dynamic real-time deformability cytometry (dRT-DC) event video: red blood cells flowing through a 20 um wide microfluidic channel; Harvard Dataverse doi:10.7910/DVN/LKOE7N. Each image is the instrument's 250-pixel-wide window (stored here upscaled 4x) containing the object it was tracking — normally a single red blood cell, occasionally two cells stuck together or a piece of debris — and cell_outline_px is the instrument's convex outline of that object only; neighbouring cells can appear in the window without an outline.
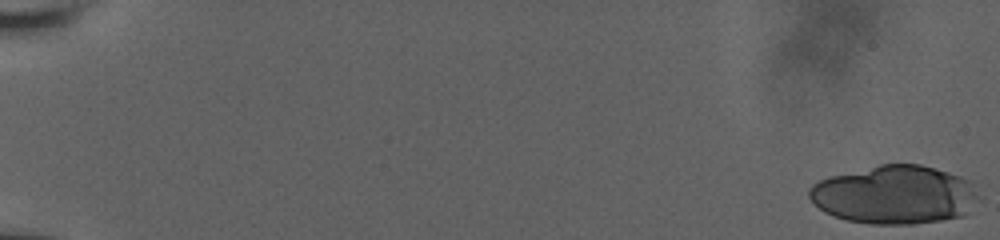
{"species": "human", "species_latin": "Homo sapiens", "temperature_condition": "room temperature", "stored_images_in_passage": 17, "camera_frame_rate_fps": 3000, "um_per_image_px": 0.085, "donor": {"sex": "male"}, "frame": {"image": 1, "passage_image": 1, "time_ms": 0.0, "image_size_px": [1000, 240], "cell_outline_px": [[984, 196], [964, 216], [940, 220], [912, 224], [872, 224], [848, 220], [824, 212], [808, 196], [808, 192], [812, 184], [828, 176], [880, 164], [920, 164], [948, 172], [960, 176], [968, 180]], "centroid_in_image_um": [76.1, 16.55], "position_along_channel_um": 8.9, "area_um2": 58.15}}
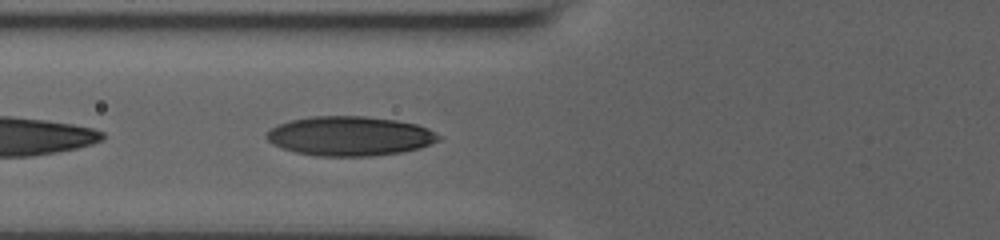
{"frame": {"image": 2, "passage_image": 15, "time_ms": 8.333, "image_size_px": [1000, 240], "cell_outline_px": [[444, 136], [440, 140], [420, 148], [400, 152], [368, 156], [316, 156], [296, 152], [272, 144], [264, 136], [276, 124], [288, 120], [308, 116], [368, 116], [396, 120], [416, 124], [428, 128]], "centroid_in_image_um": [29.74, 11.55], "position_along_channel_um": 96.1, "area_um2": 39.82}}
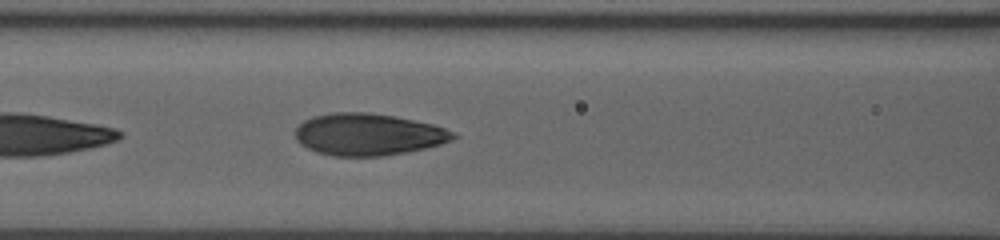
{"frame": {"image": 3, "passage_image": 17, "time_ms": 9.333, "image_size_px": [1000, 240], "cell_outline_px": [[460, 136], [452, 140], [440, 144], [424, 148], [384, 156], [332, 156], [316, 152], [300, 144], [296, 140], [296, 128], [304, 120], [312, 116], [332, 112], [368, 112], [392, 116], [432, 124], [456, 132]], "centroid_in_image_um": [31.29, 11.43], "position_along_channel_um": 135.3, "area_um2": 38.61}}